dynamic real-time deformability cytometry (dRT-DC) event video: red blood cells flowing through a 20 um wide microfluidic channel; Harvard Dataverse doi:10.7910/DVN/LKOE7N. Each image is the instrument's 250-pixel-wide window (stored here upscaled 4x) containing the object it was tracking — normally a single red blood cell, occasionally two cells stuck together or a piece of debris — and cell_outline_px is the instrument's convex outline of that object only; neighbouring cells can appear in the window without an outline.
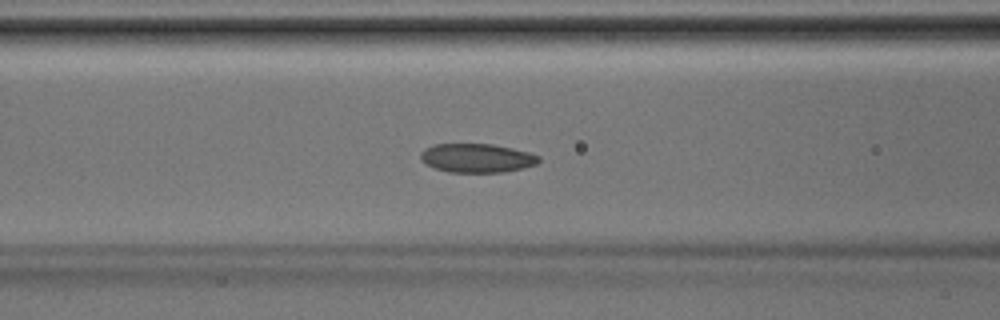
{"species": "Egyptian fruit bat (a non-hibernating species)", "species_latin": "Rousettus aegyptiacus", "temperature_condition": "room temperature", "stored_images_in_passage": 41, "segment_of_instrument_passage": [1, 2], "camera_frame_rate_fps": 3000, "um_per_image_px": 0.085, "animal": {"sex": "male"}, "frame": {"image": 1, "passage_image": 16, "time_ms": 5.0, "image_size_px": [1000, 320], "cell_outline_px": [[540, 160], [536, 164], [524, 168], [504, 172], [448, 172], [436, 168], [420, 160], [420, 152], [424, 148], [432, 144], [492, 144], [512, 148], [528, 152], [540, 156]], "centroid_in_image_um": [40.53, 13.43], "position_along_channel_um": 126.1, "area_um2": 19.94}}
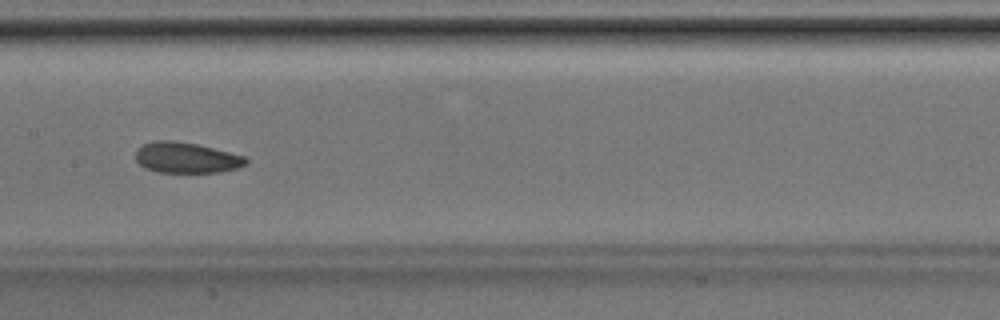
{"frame": {"image": 2, "passage_image": 20, "time_ms": 6.333, "image_size_px": [1000, 320], "cell_outline_px": [[248, 164], [236, 168], [220, 172], [156, 172], [144, 168], [136, 160], [136, 148], [144, 144], [156, 140], [176, 140], [196, 144], [244, 156], [248, 160]], "centroid_in_image_um": [15.81, 13.4], "position_along_channel_um": 191.6, "area_um2": 19.71}}
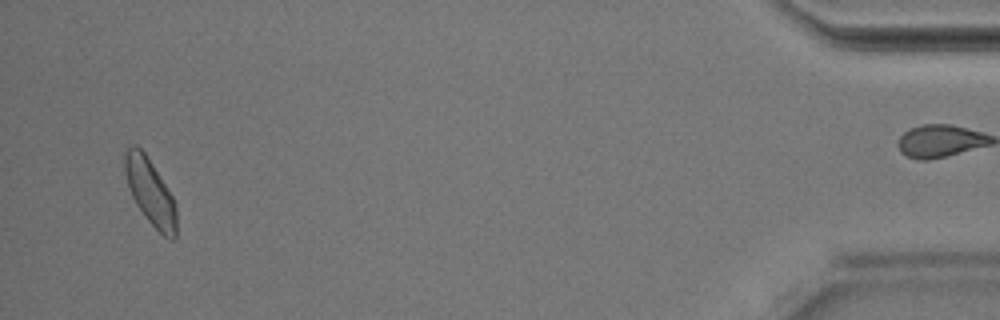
{"frame": {"image": 3, "passage_image": 39, "time_ms": 12.667, "image_size_px": [1000, 320], "cell_outline_px": [[176, 240], [172, 240], [164, 236], [144, 216], [136, 204], [132, 196], [124, 172], [124, 152], [132, 144], [136, 144], [144, 152], [172, 196], [176, 204]], "centroid_in_image_um": [12.76, 16.31], "position_along_channel_um": 422.4, "area_um2": 19.65}}